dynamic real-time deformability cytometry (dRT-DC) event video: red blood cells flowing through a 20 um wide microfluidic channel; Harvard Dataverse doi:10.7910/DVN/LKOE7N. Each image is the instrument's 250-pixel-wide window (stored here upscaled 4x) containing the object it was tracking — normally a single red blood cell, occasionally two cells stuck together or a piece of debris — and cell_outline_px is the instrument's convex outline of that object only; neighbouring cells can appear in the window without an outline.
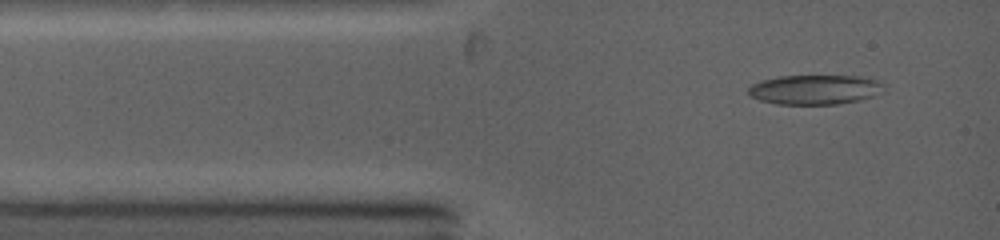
{"species": "common noctule bat (a hibernating species)", "species_latin": "Nyctalus noctula", "temperature_condition": "warm", "stored_images_in_passage": 21, "camera_frame_rate_fps": 5000, "um_per_image_px": 0.085, "animal": {"sex": "female", "body_mass_g": 19.0, "forearm_length_mm": 53.3}, "frame": {"image": 1, "passage_image": 6, "time_ms": 0.6, "image_size_px": [1000, 240], "cell_outline_px": [[880, 84], [872, 96], [860, 100], [836, 104], [776, 104], [760, 100], [748, 96], [748, 88], [752, 84], [764, 80], [780, 76], [860, 76], [876, 80]], "centroid_in_image_um": [69.14, 7.62], "position_along_channel_um": 15.9, "area_um2": 22.83}}